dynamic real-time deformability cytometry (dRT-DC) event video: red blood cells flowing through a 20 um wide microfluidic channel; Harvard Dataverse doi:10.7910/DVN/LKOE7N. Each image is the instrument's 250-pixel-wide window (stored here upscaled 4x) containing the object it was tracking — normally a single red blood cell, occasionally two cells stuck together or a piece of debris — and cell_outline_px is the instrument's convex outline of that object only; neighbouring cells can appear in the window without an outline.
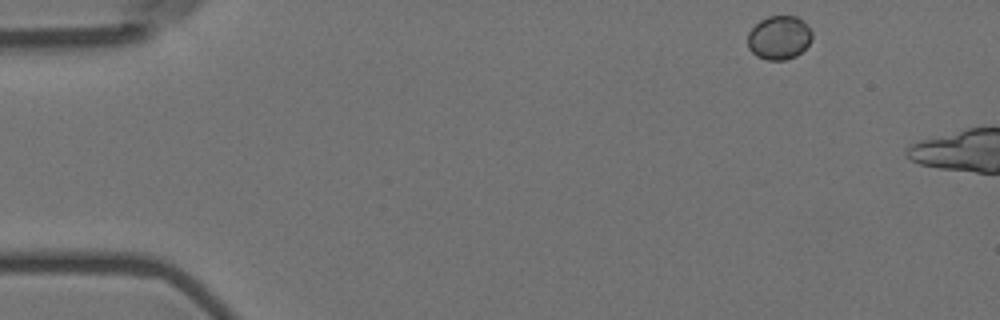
{"species": "Egyptian fruit bat (a non-hibernating species)", "species_latin": "Rousettus aegyptiacus", "temperature_condition": "room temperature", "stored_images_in_passage": 6, "camera_frame_rate_fps": 3000, "um_per_image_px": 0.085, "animal": {"sex": "female"}, "frame": {"image": 1, "passage_image": 1, "time_ms": 0.0, "image_size_px": [1000, 320], "cell_outline_px": [[812, 40], [796, 56], [784, 60], [768, 60], [756, 56], [748, 48], [748, 32], [760, 20], [768, 16], [796, 16], [804, 20], [808, 24], [812, 32]], "centroid_in_image_um": [66.23, 3.19], "position_along_channel_um": 18.8, "area_um2": 16.53}}